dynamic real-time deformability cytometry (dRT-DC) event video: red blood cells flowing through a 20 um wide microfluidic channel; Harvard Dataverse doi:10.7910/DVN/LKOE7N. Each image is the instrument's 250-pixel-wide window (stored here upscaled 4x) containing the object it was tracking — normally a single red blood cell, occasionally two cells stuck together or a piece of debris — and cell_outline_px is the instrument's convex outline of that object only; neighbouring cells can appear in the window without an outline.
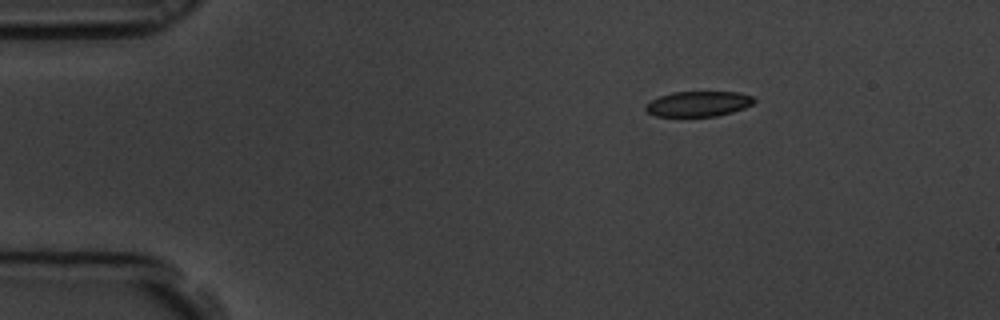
{"species": "common noctule bat (a hibernating species)", "species_latin": "Nyctalus noctula", "temperature_condition": "room temperature", "stored_images_in_passage": 51, "camera_frame_rate_fps": 3000, "um_per_image_px": 0.085, "animal": {"sex": "male", "body_mass_g": 19.5, "forearm_length_mm": 54.6}, "frame": {"image": 1, "passage_image": 1, "time_ms": 0.0, "image_size_px": [1000, 320], "cell_outline_px": [[756, 100], [752, 104], [744, 108], [732, 112], [716, 116], [656, 116], [648, 112], [644, 108], [644, 104], [660, 96], [672, 92], [740, 92], [752, 96]], "centroid_in_image_um": [59.36, 8.82], "position_along_channel_um": 25.6, "area_um2": 15.95}}
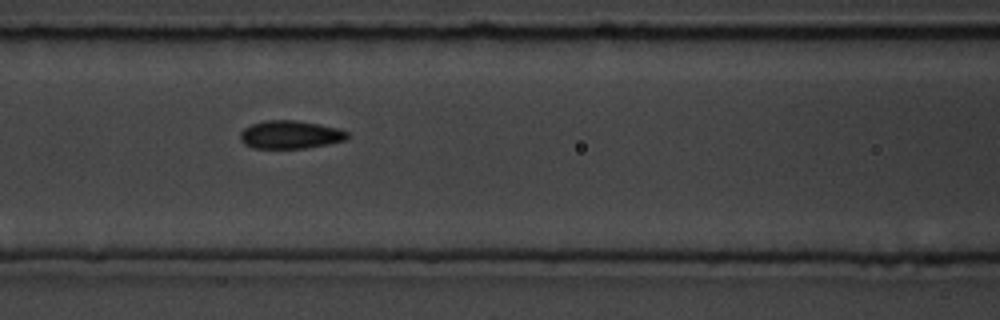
{"frame": {"image": 2, "passage_image": 17, "time_ms": 5.333, "image_size_px": [1000, 320], "cell_outline_px": [[348, 136], [344, 140], [328, 144], [304, 148], [252, 148], [244, 144], [240, 140], [240, 132], [244, 128], [252, 124], [264, 120], [296, 120], [320, 124], [340, 128], [348, 132]], "centroid_in_image_um": [24.66, 11.44], "position_along_channel_um": 141.9, "area_um2": 17.63}}
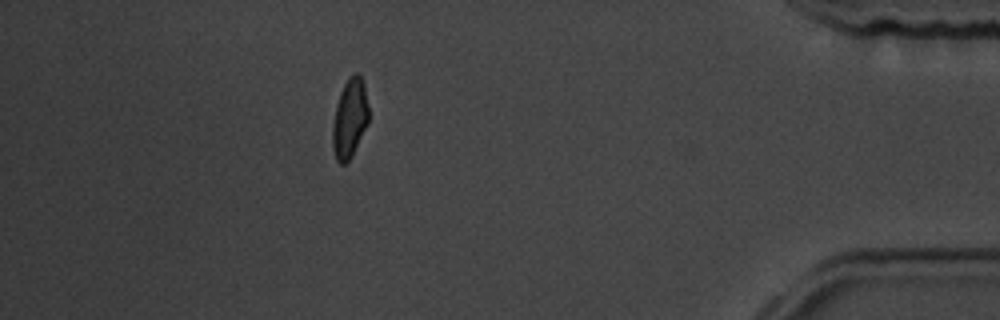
{"frame": {"image": 3, "passage_image": 44, "time_ms": 14.333, "image_size_px": [1000, 320], "cell_outline_px": [[368, 124], [352, 156], [344, 164], [340, 164], [336, 160], [332, 148], [332, 124], [336, 104], [340, 92], [348, 76], [352, 72], [356, 72], [360, 76], [364, 84], [368, 108]], "centroid_in_image_um": [29.71, 10.06], "position_along_channel_um": 405.5, "area_um2": 16.88}, "authors_computed_cell_mechanics": {"area_um2": 17.3978, "velocity_mm_per_s": 3.4714, "shape_relaxation_time_tau1_ms": 3.6619, "shape_relaxation_time_tau2_ms": 1.8973, "deformation_change_tau1": 0.1203, "deformation_change_tau2": 0.0782}}